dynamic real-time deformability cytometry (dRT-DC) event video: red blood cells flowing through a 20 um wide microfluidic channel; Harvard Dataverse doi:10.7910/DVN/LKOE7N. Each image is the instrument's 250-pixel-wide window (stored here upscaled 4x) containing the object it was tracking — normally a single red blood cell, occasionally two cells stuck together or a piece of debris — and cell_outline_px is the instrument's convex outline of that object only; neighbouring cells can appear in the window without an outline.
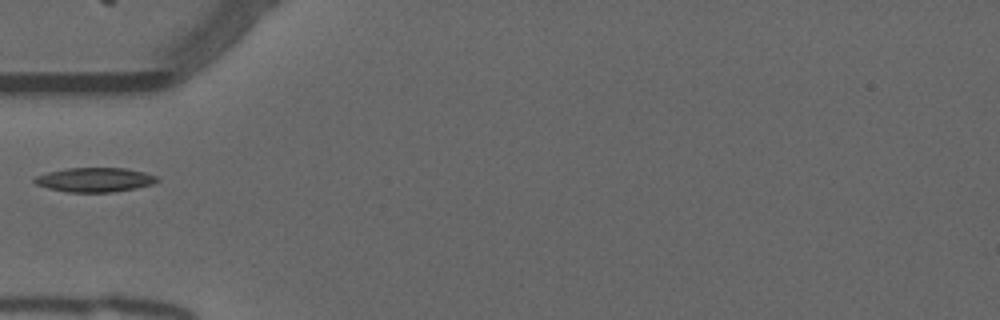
{"species": "common noctule bat (a hibernating species)", "species_latin": "Nyctalus noctula", "temperature_condition": "warm", "stored_images_in_passage": 36, "camera_frame_rate_fps": 3000, "um_per_image_px": 0.085, "animal": {"sex": "male", "forearm_length_mm": 52.5}, "frame": {"image": 1, "passage_image": 1, "time_ms": 0.0, "image_size_px": [1000, 320], "cell_outline_px": [[160, 180], [152, 184], [136, 188], [112, 192], [68, 192], [48, 188], [36, 184], [32, 180], [36, 176], [48, 172], [68, 168], [124, 168], [144, 172], [156, 176]], "centroid_in_image_um": [8.05, 15.28], "position_along_channel_um": 76.9, "area_um2": 17.28}}
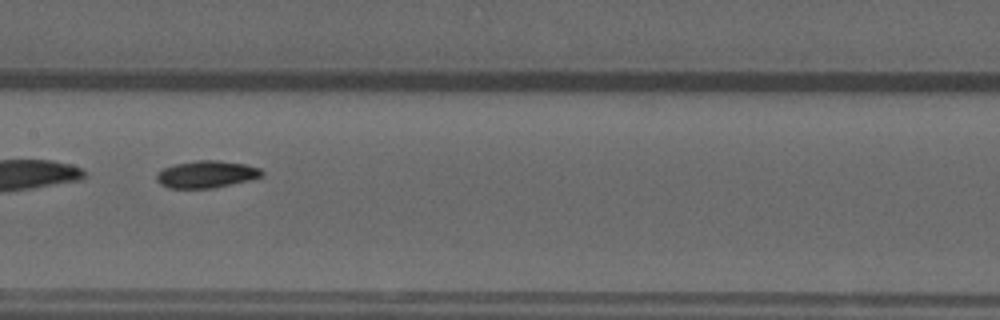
{"frame": {"image": 2, "passage_image": 10, "time_ms": 3.0, "image_size_px": [1000, 320], "cell_outline_px": [[264, 172], [260, 176], [248, 180], [212, 188], [168, 188], [160, 184], [156, 180], [156, 172], [164, 168], [176, 164], [196, 160], [216, 160], [244, 164], [260, 168]], "centroid_in_image_um": [17.5, 14.81], "position_along_channel_um": 189.9, "area_um2": 16.47}}